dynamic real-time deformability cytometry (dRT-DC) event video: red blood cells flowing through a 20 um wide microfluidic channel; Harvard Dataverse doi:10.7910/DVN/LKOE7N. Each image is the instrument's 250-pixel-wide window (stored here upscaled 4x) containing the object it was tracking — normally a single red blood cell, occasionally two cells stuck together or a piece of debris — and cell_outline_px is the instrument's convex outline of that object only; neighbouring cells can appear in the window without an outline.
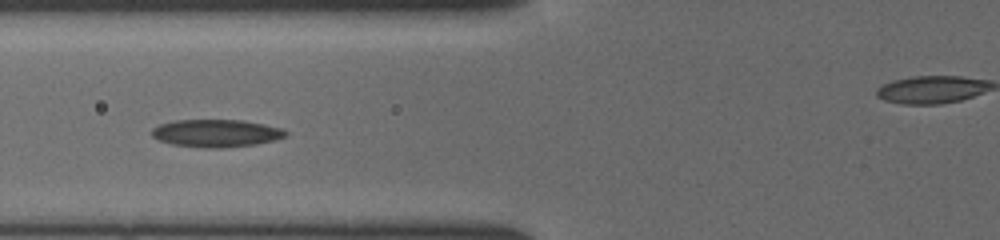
{"species": "common noctule bat (a hibernating species)", "species_latin": "Nyctalus noctula", "temperature_condition": "cold", "stored_images_in_passage": 7, "camera_frame_rate_fps": 3000, "um_per_image_px": 0.085, "animal": {"sex": "female", "body_mass_g": 19.5, "forearm_length_mm": 54.1}, "frame": {"image": 1, "passage_image": 6, "time_ms": 1.667, "image_size_px": [1000, 240], "cell_outline_px": [[288, 136], [276, 140], [256, 144], [220, 148], [204, 148], [172, 144], [160, 140], [152, 136], [152, 128], [160, 124], [176, 120], [244, 120], [284, 128], [288, 132]], "centroid_in_image_um": [18.44, 11.32], "position_along_channel_um": 107.4, "area_um2": 21.68}}